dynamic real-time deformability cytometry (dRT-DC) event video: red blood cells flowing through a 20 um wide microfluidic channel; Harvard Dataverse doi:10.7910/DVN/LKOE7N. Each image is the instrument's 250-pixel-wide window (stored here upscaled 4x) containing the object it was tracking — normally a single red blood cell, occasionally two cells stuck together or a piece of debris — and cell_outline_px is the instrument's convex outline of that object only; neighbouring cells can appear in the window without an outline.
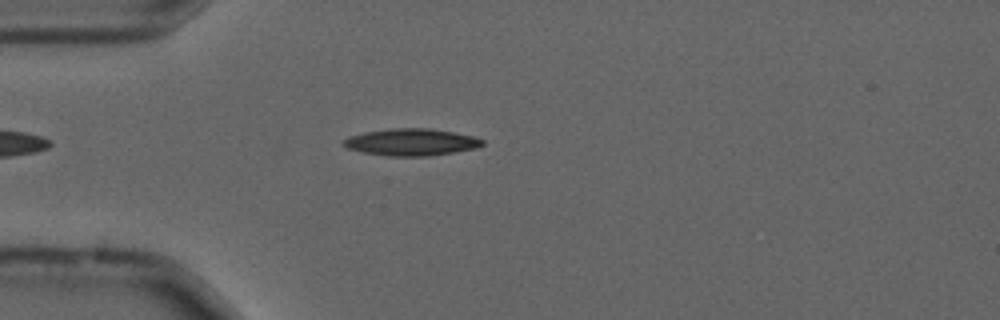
{"species": "common noctule bat (a hibernating species)", "species_latin": "Nyctalus noctula", "temperature_condition": "cold", "stored_images_in_passage": 36, "camera_frame_rate_fps": 3000, "um_per_image_px": 0.085, "animal": {"sex": "male", "forearm_length_mm": 52.5}, "frame": {"image": 1, "passage_image": 1, "time_ms": 0.0, "image_size_px": [1000, 320], "cell_outline_px": [[484, 144], [476, 148], [428, 156], [388, 156], [364, 152], [344, 148], [340, 144], [344, 140], [352, 136], [364, 132], [392, 128], [428, 128], [452, 132], [472, 136], [484, 140]], "centroid_in_image_um": [34.93, 12.08], "position_along_channel_um": 50.1, "area_um2": 21.68}}
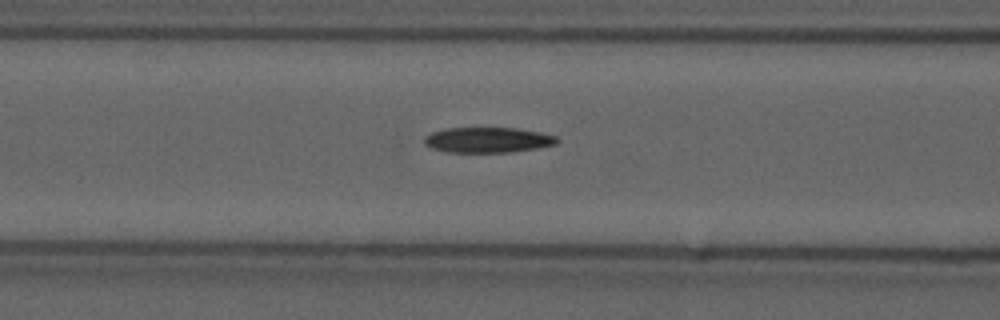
{"frame": {"image": 2, "passage_image": 8, "time_ms": 2.333, "image_size_px": [1000, 320], "cell_outline_px": [[560, 140], [556, 144], [536, 148], [512, 152], [448, 152], [432, 148], [424, 144], [424, 136], [432, 132], [444, 128], [516, 128], [540, 132], [556, 136]], "centroid_in_image_um": [41.45, 11.89], "position_along_channel_um": 125.1, "area_um2": 19.65}}
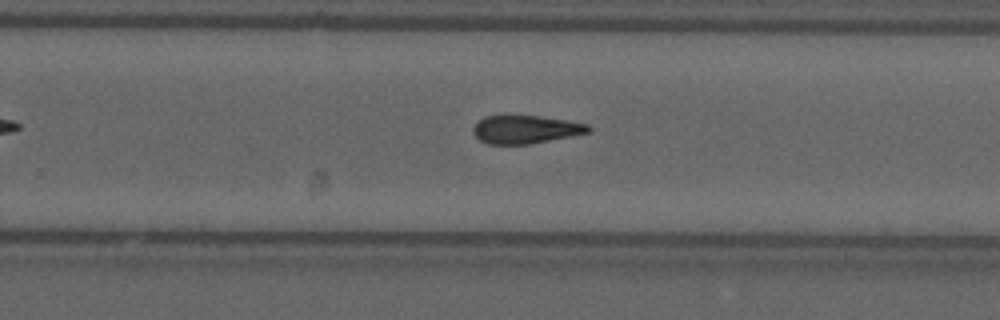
{"frame": {"image": 3, "passage_image": 21, "time_ms": 6.667, "image_size_px": [1000, 320], "cell_outline_px": [[592, 132], [532, 144], [488, 144], [480, 140], [472, 132], [472, 128], [484, 116], [540, 116], [588, 124], [592, 128]], "centroid_in_image_um": [44.7, 11.01], "position_along_channel_um": 285.1, "area_um2": 18.9}, "authors_computed_cell_mechanics": {"area_um2": 19.7098, "velocity_mm_per_s": 3.6972, "shape_relaxation_time_tau1_ms": null, "shape_relaxation_time_tau2_ms": 5.7605, "deformation_change_tau1": null, "deformation_change_tau2": 0.1603}}